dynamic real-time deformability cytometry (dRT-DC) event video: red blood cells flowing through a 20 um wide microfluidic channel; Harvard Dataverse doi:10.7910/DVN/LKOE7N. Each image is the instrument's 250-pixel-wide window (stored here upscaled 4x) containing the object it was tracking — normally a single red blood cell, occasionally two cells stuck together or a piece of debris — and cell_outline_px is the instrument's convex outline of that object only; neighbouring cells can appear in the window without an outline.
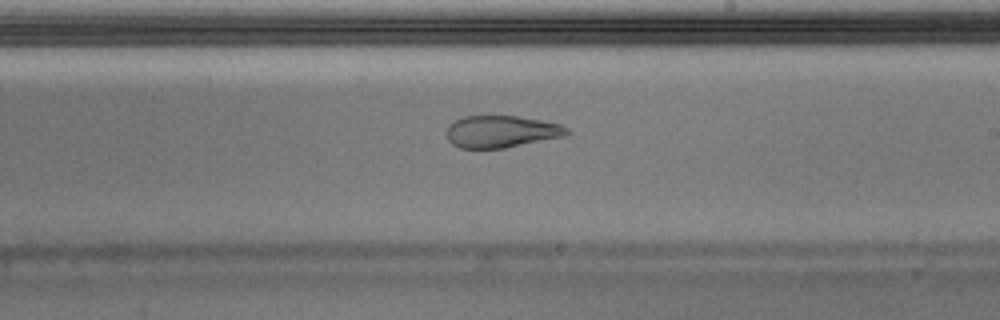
{"species": "Egyptian fruit bat (a non-hibernating species)", "species_latin": "Rousettus aegyptiacus", "temperature_condition": "warm", "stored_images_in_passage": 39, "camera_frame_rate_fps": 3000, "um_per_image_px": 0.085, "animal": {"sex": "male"}, "frame": {"image": 1, "passage_image": 23, "time_ms": 7.333, "image_size_px": [1000, 320], "cell_outline_px": [[572, 132], [564, 136], [504, 148], [460, 148], [452, 144], [448, 140], [448, 124], [464, 116], [516, 116], [540, 120], [560, 124], [568, 128]], "centroid_in_image_um": [42.62, 11.18], "position_along_channel_um": 246.4, "area_um2": 22.31}}